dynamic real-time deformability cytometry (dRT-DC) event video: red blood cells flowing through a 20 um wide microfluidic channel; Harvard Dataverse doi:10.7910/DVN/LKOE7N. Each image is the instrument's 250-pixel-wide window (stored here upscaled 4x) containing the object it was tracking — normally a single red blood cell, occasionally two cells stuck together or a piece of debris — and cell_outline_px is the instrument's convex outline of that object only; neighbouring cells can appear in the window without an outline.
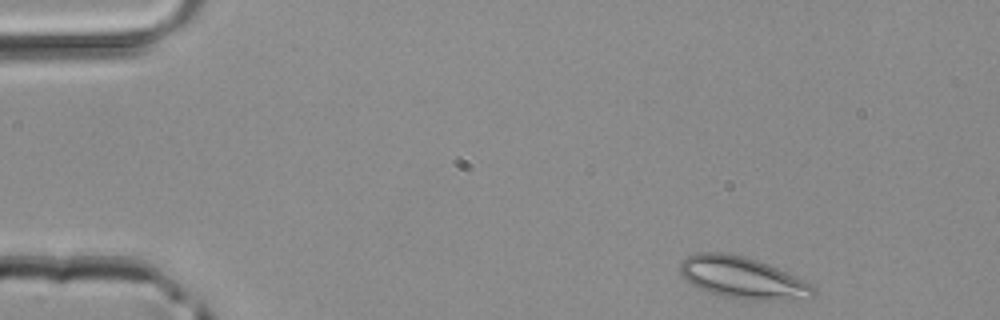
{"species": "common noctule bat (a hibernating species)", "species_latin": "Nyctalus noctula", "temperature_condition": "room temperature", "stored_images_in_passage": 43, "camera_frame_rate_fps": 3000, "um_per_image_px": 0.085, "animal": {"sex": "male", "body_mass_g": 20.4}, "frame": {"image": 1, "passage_image": 1, "time_ms": 0.0, "image_size_px": [1000, 320], "cell_outline_px": [[816, 296], [788, 300], [744, 300], [724, 296], [708, 292], [688, 284], [680, 276], [680, 260], [696, 252], [724, 252], [744, 256], [768, 264], [804, 280], [816, 288]], "centroid_in_image_um": [63.07, 23.61], "position_along_channel_um": 21.9, "area_um2": 32.77}}
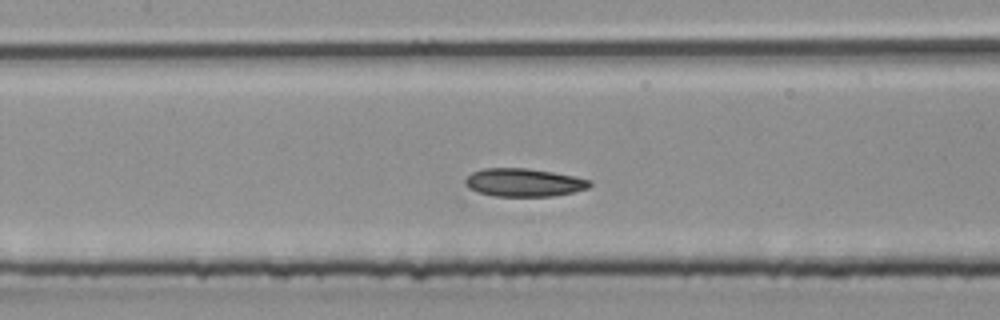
{"frame": {"image": 2, "passage_image": 17, "time_ms": 5.333, "image_size_px": [1000, 320], "cell_outline_px": [[592, 184], [588, 188], [572, 192], [552, 196], [492, 196], [468, 188], [464, 184], [464, 180], [472, 172], [484, 168], [528, 168], [576, 176], [592, 180]], "centroid_in_image_um": [44.53, 15.51], "position_along_channel_um": 162.9, "area_um2": 20.46}}
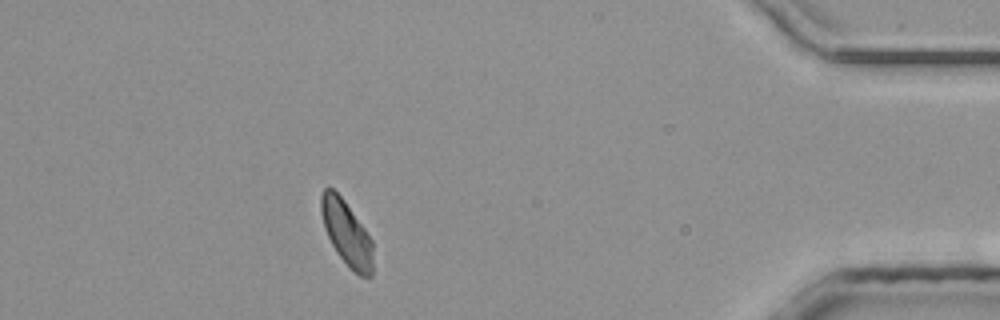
{"frame": {"image": 3, "passage_image": 37, "time_ms": 12.0, "image_size_px": [1000, 320], "cell_outline_px": [[372, 276], [360, 276], [336, 252], [324, 228], [320, 212], [320, 196], [324, 188], [332, 188], [344, 200], [364, 228], [372, 240]], "centroid_in_image_um": [29.43, 19.78], "position_along_channel_um": 405.8, "area_um2": 19.19}}